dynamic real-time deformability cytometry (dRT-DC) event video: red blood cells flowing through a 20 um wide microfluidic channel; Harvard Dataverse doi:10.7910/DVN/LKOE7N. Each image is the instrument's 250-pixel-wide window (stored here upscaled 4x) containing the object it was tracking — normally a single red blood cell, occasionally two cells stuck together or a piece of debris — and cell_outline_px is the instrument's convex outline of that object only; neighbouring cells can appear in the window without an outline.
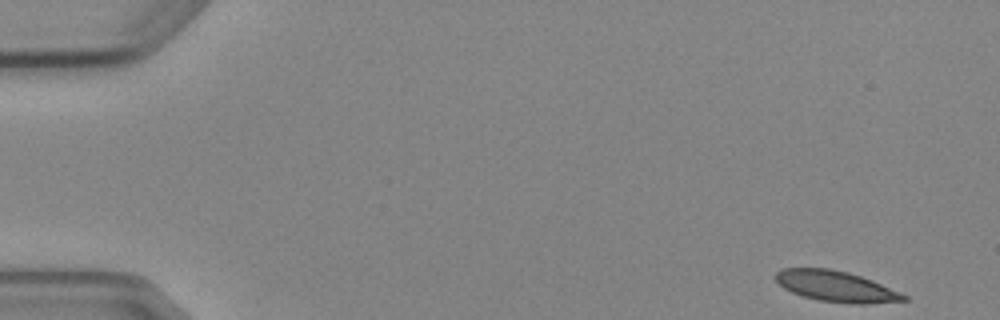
{"species": "Egyptian fruit bat (a non-hibernating species)", "species_latin": "Rousettus aegyptiacus", "temperature_condition": "cold", "stored_images_in_passage": 4, "camera_frame_rate_fps": 3000, "um_per_image_px": 0.085, "animal": {"sex": "female"}, "frame": {"image": 1, "passage_image": 1, "time_ms": 0.0, "image_size_px": [1000, 320], "cell_outline_px": [[908, 300], [868, 304], [852, 304], [820, 300], [804, 296], [792, 292], [784, 288], [772, 276], [780, 268], [832, 268], [848, 272], [872, 280], [900, 292], [908, 296]], "centroid_in_image_um": [71.05, 24.33], "position_along_channel_um": 13.9, "area_um2": 23.06}}
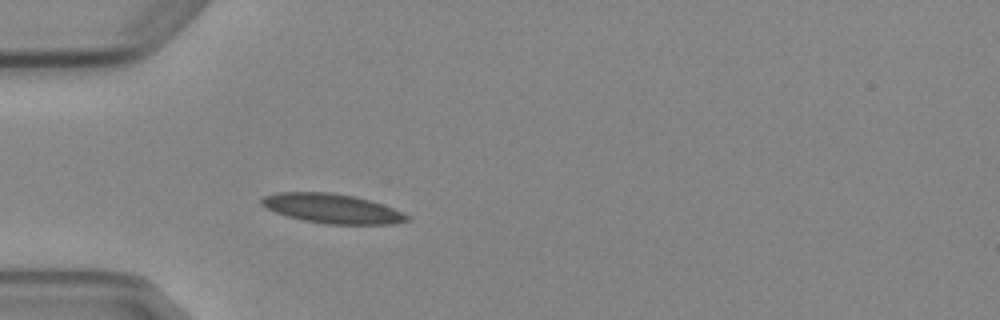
{"frame": {"image": 2, "passage_image": 4, "time_ms": 4.333, "image_size_px": [1000, 320], "cell_outline_px": [[412, 220], [396, 224], [328, 224], [304, 220], [288, 216], [276, 212], [260, 204], [260, 200], [264, 196], [276, 192], [332, 192], [356, 196], [392, 208], [412, 216]], "centroid_in_image_um": [28.27, 17.72], "position_along_channel_um": 56.7, "area_um2": 24.97}}